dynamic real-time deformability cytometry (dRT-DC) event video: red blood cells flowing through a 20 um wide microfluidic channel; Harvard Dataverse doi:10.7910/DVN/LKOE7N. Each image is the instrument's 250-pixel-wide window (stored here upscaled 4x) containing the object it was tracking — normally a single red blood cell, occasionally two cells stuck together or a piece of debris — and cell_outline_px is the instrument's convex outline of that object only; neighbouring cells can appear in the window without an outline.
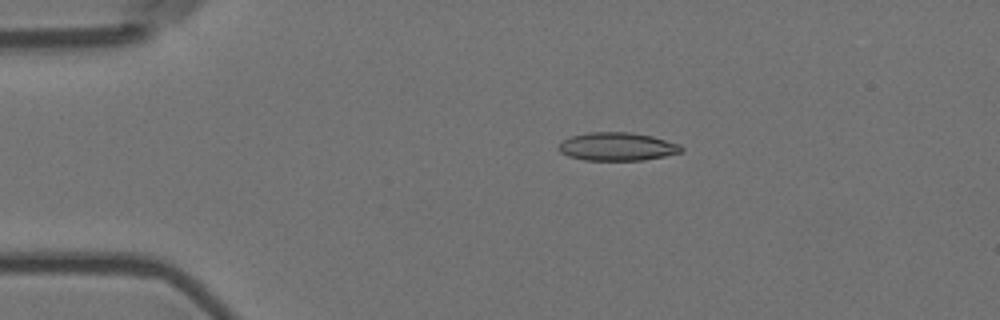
{"species": "Egyptian fruit bat (a non-hibernating species)", "species_latin": "Rousettus aegyptiacus", "temperature_condition": "room temperature", "stored_images_in_passage": 5, "camera_frame_rate_fps": 3000, "um_per_image_px": 0.085, "animal": {"sex": "female"}, "frame": {"image": 1, "passage_image": 3, "time_ms": 0.667, "image_size_px": [1000, 320], "cell_outline_px": [[684, 148], [680, 152], [664, 156], [644, 160], [584, 160], [568, 156], [560, 152], [556, 148], [556, 144], [572, 136], [588, 132], [632, 132], [652, 136], [680, 144]], "centroid_in_image_um": [52.43, 12.46], "position_along_channel_um": 32.6, "area_um2": 20.29}}
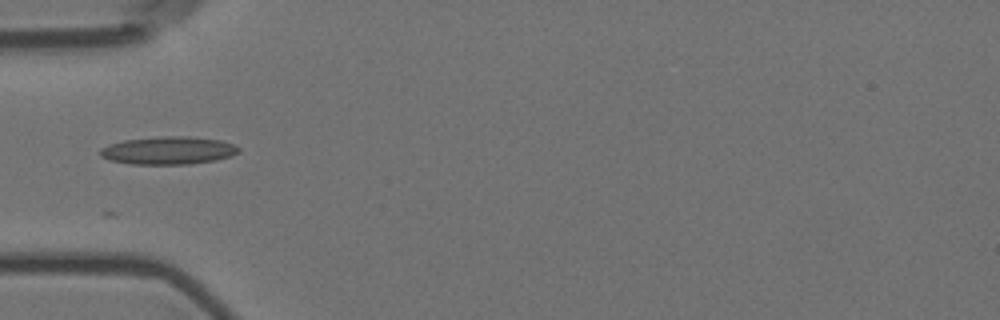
{"frame": {"image": 2, "passage_image": 5, "time_ms": 1.333, "image_size_px": [1000, 320], "cell_outline_px": [[240, 152], [232, 156], [216, 160], [188, 164], [132, 164], [108, 160], [100, 156], [100, 148], [108, 144], [124, 140], [156, 136], [188, 136], [220, 140], [232, 144], [240, 148]], "centroid_in_image_um": [14.29, 12.78], "position_along_channel_um": 70.7, "area_um2": 22.66}}